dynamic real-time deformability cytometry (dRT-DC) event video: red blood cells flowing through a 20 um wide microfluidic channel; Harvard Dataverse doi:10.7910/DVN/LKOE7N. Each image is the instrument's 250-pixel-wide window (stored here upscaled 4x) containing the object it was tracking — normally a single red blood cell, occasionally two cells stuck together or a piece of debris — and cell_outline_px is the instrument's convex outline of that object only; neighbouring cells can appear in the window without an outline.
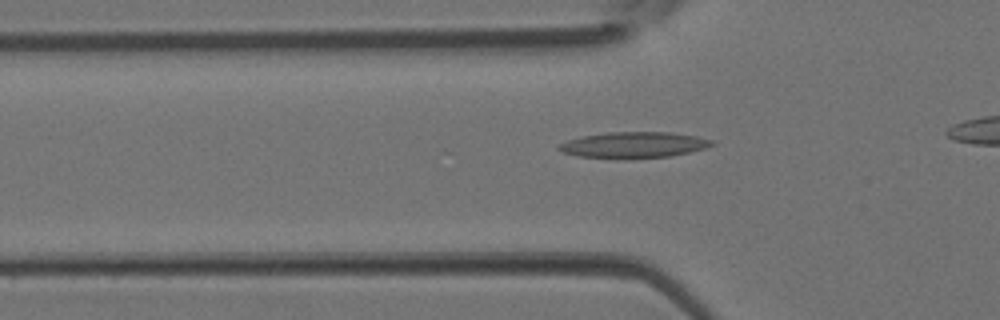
{"species": "Egyptian fruit bat (a non-hibernating species)", "species_latin": "Rousettus aegyptiacus", "temperature_condition": "room temperature", "stored_images_in_passage": 4, "camera_frame_rate_fps": 3000, "um_per_image_px": 0.085, "animal": {"sex": "female"}, "frame": {"image": 1, "passage_image": 4, "time_ms": 1.0, "image_size_px": [1000, 320], "cell_outline_px": [[716, 144], [708, 148], [672, 156], [624, 160], [616, 160], [580, 156], [564, 152], [556, 148], [560, 144], [568, 140], [584, 136], [608, 132], [668, 132], [696, 136], [716, 140]], "centroid_in_image_um": [53.94, 12.34], "position_along_channel_um": 71.9, "area_um2": 23.7}}